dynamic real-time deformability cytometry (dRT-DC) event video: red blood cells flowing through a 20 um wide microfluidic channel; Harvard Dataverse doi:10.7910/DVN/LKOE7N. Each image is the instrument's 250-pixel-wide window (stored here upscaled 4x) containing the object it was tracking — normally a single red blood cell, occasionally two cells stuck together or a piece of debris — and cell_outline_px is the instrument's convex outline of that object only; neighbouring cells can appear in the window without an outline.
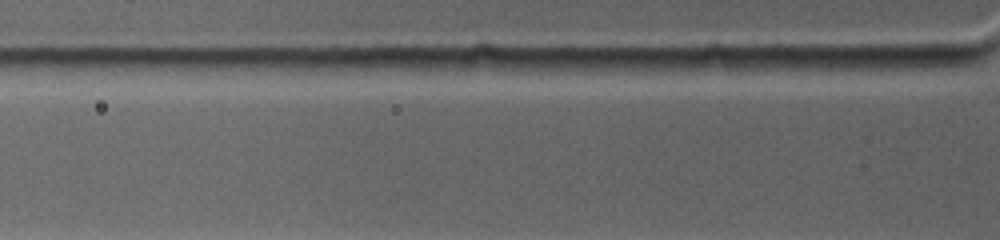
{"species": "common noctule bat (a hibernating species)", "species_latin": "Nyctalus noctula", "temperature_condition": "warm", "stored_images_in_passage": 2, "camera_frame_rate_fps": 4500, "um_per_image_px": 0.085, "animal": {"sex": "female", "body_mass_g": 19.0, "forearm_length_mm": 53.3}, "frame": {"image": 1, "passage_image": 2, "time_ms": 0.444, "image_size_px": [1000, 240], "cell_outline_px": [[960, 64], [952, 72], [880, 72], [816, 68], [816, 56], [952, 56], [960, 60]], "centroid_in_image_um": [75.61, 5.4], "position_along_channel_um": 50.2, "area_um2": 15.37}}